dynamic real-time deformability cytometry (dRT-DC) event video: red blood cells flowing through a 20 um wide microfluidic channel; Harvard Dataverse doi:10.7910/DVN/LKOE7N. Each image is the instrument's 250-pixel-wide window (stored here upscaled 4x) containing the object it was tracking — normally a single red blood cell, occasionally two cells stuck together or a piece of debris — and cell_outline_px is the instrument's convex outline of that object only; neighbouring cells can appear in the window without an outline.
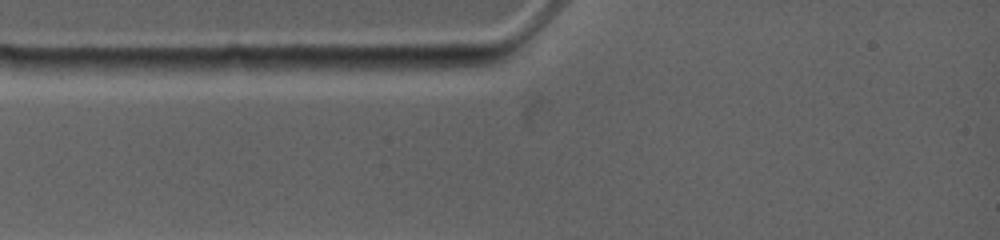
{"species": "common noctule bat (a hibernating species)", "species_latin": "Nyctalus noctula", "temperature_condition": "warm", "stored_images_in_passage": 1, "camera_frame_rate_fps": 4500, "um_per_image_px": 0.085, "animal": {"sex": "female", "body_mass_g": 19.0, "forearm_length_mm": 53.3}, "frame": {"image": 1, "passage_image": 1, "time_ms": 0.0, "image_size_px": [1000, 240], "cell_outline_px": [[492, 64], [436, 72], [400, 76], [324, 68], [332, 56], [476, 56], [492, 60]], "centroid_in_image_um": [34.36, 5.44], "position_along_channel_um": 50.6, "area_um2": 17.74}}